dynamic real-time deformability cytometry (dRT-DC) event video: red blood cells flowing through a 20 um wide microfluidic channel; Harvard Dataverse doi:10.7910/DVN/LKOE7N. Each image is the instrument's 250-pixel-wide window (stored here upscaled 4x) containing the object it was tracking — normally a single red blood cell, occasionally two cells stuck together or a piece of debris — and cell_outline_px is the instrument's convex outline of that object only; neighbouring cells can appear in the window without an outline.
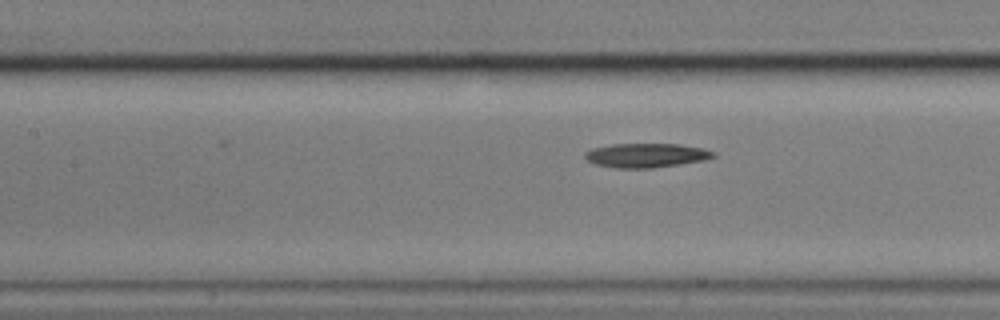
{"species": "common noctule bat (a hibernating species)", "species_latin": "Nyctalus noctula", "temperature_condition": "cold", "stored_images_in_passage": 7, "segment_of_instrument_passage": [2, 2], "camera_frame_rate_fps": 3000, "um_per_image_px": 0.085, "animal": {"sex": "male", "body_mass_g": 17.9}, "frame": {"image": 1, "passage_image": 7, "time_ms": 2.0, "image_size_px": [1000, 320], "cell_outline_px": [[716, 156], [704, 160], [652, 168], [616, 168], [596, 164], [588, 160], [584, 156], [584, 152], [592, 148], [612, 144], [680, 144], [704, 148], [716, 152]], "centroid_in_image_um": [54.94, 13.2], "position_along_channel_um": 152.5, "area_um2": 18.09}}